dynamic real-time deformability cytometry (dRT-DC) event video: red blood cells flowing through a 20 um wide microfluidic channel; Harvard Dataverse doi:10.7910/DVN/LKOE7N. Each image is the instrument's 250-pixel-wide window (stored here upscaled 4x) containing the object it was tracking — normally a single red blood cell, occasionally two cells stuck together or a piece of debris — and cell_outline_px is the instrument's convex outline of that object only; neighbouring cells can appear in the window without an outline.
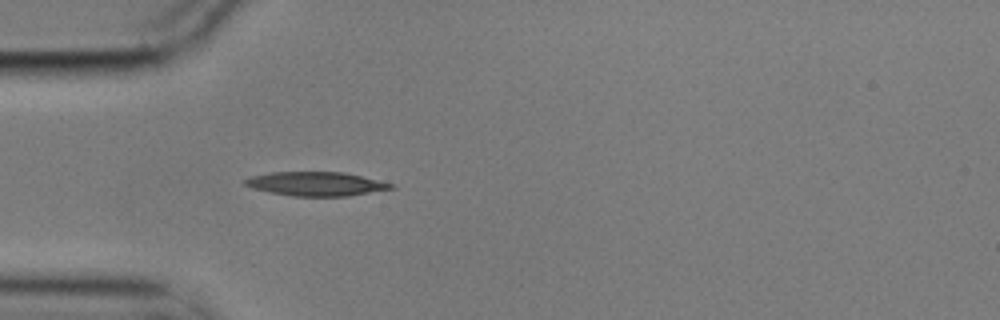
{"species": "common noctule bat (a hibernating species)", "species_latin": "Nyctalus noctula", "temperature_condition": "cold", "stored_images_in_passage": 20, "camera_frame_rate_fps": 3000, "um_per_image_px": 0.085, "animal": {"sex": "male", "body_mass_g": 17.9}, "frame": {"image": 1, "passage_image": 1, "time_ms": 0.0, "image_size_px": [1000, 320], "cell_outline_px": [[396, 188], [348, 196], [292, 196], [252, 188], [244, 184], [244, 180], [252, 176], [272, 172], [344, 172], [396, 184]], "centroid_in_image_um": [26.92, 15.63], "position_along_channel_um": 58.1, "area_um2": 20.35}}
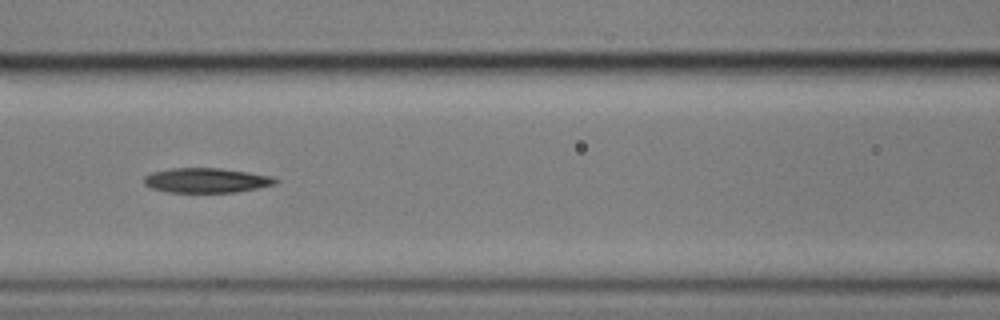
{"frame": {"image": 2, "passage_image": 9, "time_ms": 2.667, "image_size_px": [1000, 320], "cell_outline_px": [[280, 180], [276, 184], [236, 192], [168, 192], [152, 188], [144, 184], [144, 176], [152, 172], [172, 168], [220, 168], [248, 172], [272, 176]], "centroid_in_image_um": [17.55, 15.32], "position_along_channel_um": 149.0, "area_um2": 18.9}}
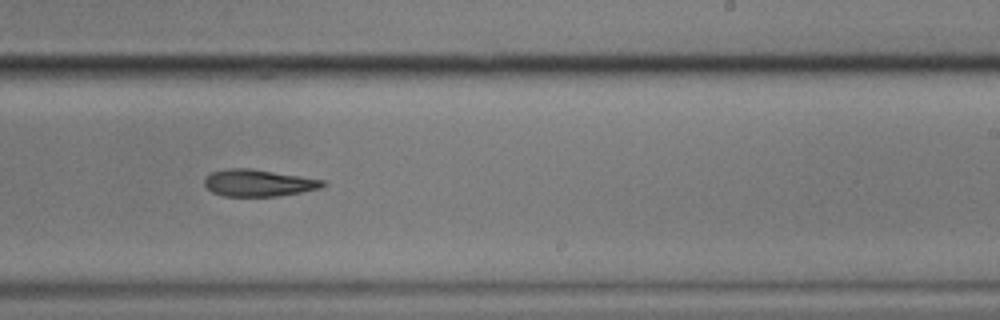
{"frame": {"image": 3, "passage_image": 19, "time_ms": 6.0, "image_size_px": [1000, 320], "cell_outline_px": [[328, 184], [320, 188], [300, 192], [276, 196], [224, 196], [212, 192], [204, 184], [204, 180], [212, 172], [228, 168], [252, 168], [324, 180]], "centroid_in_image_um": [21.97, 15.54], "position_along_channel_um": 267.0, "area_um2": 18.44}}